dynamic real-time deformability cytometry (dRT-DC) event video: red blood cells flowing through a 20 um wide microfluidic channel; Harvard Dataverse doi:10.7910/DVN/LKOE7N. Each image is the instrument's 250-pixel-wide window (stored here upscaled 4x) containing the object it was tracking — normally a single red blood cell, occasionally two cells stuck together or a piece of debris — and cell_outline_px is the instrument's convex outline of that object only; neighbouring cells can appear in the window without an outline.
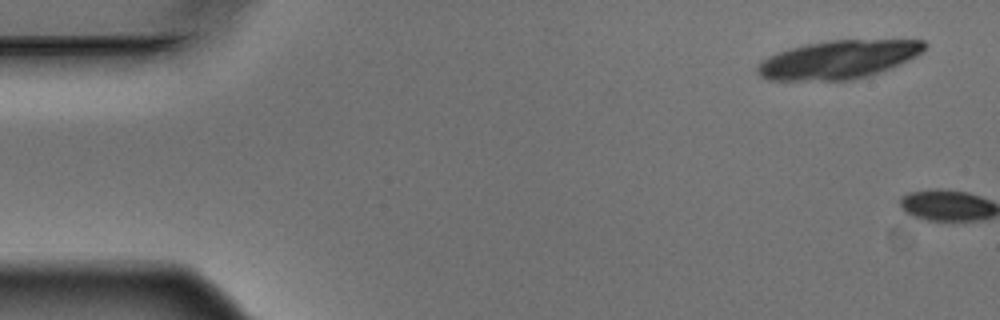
{"species": "Egyptian fruit bat (a non-hibernating species)", "species_latin": "Rousettus aegyptiacus", "temperature_condition": "warm", "stored_images_in_passage": 5, "segment_of_instrument_passage": [2, 2], "camera_frame_rate_fps": 3000, "um_per_image_px": 0.085, "animal": {"sex": "male"}, "frame": {"image": 1, "passage_image": 5, "time_ms": 1.333, "image_size_px": [1000, 320], "cell_outline_px": [[928, 44], [916, 56], [892, 68], [868, 76], [852, 80], [768, 80], [760, 76], [756, 72], [756, 68], [768, 56], [788, 48], [804, 44], [828, 40], [924, 40]], "centroid_in_image_um": [71.25, 5.06], "position_along_channel_um": 13.7, "area_um2": 37.34}}